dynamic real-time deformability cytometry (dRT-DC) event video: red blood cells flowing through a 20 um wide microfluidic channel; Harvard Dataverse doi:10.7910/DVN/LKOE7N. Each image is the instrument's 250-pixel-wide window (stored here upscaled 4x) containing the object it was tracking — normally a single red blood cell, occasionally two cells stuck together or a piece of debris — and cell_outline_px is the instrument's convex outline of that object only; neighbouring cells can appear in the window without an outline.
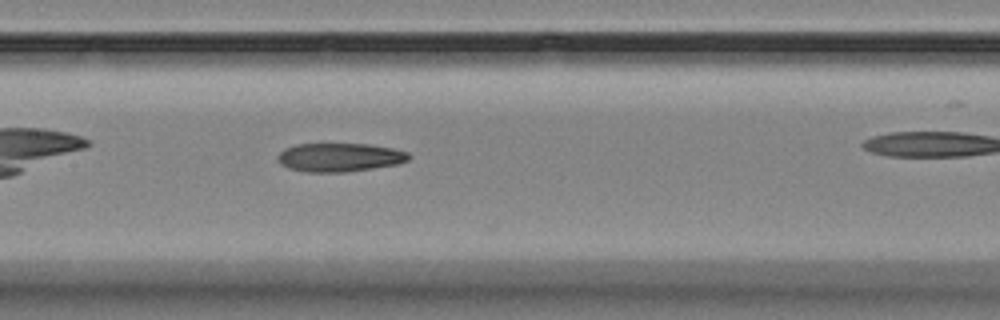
{"species": "Egyptian fruit bat (a non-hibernating species)", "species_latin": "Rousettus aegyptiacus", "temperature_condition": "room temperature", "stored_images_in_passage": 8, "camera_frame_rate_fps": 3000, "um_per_image_px": 0.085, "animal": {"sex": "female"}, "frame": {"image": 1, "passage_image": 7, "time_ms": 6.667, "image_size_px": [1000, 320], "cell_outline_px": [[408, 160], [396, 164], [372, 168], [344, 172], [308, 172], [288, 168], [280, 164], [280, 152], [284, 148], [296, 144], [368, 144], [392, 148], [408, 152]], "centroid_in_image_um": [28.85, 13.37], "position_along_channel_um": 178.5, "area_um2": 21.56}}